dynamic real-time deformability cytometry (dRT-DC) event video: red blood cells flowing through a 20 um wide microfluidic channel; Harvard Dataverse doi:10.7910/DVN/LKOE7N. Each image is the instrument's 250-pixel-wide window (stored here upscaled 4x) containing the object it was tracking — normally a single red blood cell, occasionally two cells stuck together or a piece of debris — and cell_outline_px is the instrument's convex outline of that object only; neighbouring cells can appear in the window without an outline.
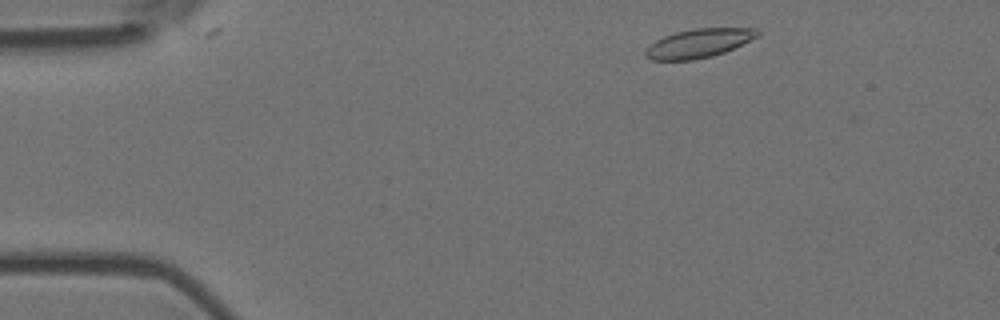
{"species": "Egyptian fruit bat (a non-hibernating species)", "species_latin": "Rousettus aegyptiacus", "temperature_condition": "room temperature", "stored_images_in_passage": 4, "camera_frame_rate_fps": 3000, "um_per_image_px": 0.085, "animal": {"sex": "female"}, "frame": {"image": 1, "passage_image": 3, "time_ms": 0.667, "image_size_px": [1000, 320], "cell_outline_px": [[760, 36], [724, 52], [712, 56], [692, 60], [652, 60], [644, 56], [644, 52], [656, 40], [664, 36], [676, 32], [696, 28], [760, 28]], "centroid_in_image_um": [59.43, 3.67], "position_along_channel_um": 25.6, "area_um2": 18.79}}